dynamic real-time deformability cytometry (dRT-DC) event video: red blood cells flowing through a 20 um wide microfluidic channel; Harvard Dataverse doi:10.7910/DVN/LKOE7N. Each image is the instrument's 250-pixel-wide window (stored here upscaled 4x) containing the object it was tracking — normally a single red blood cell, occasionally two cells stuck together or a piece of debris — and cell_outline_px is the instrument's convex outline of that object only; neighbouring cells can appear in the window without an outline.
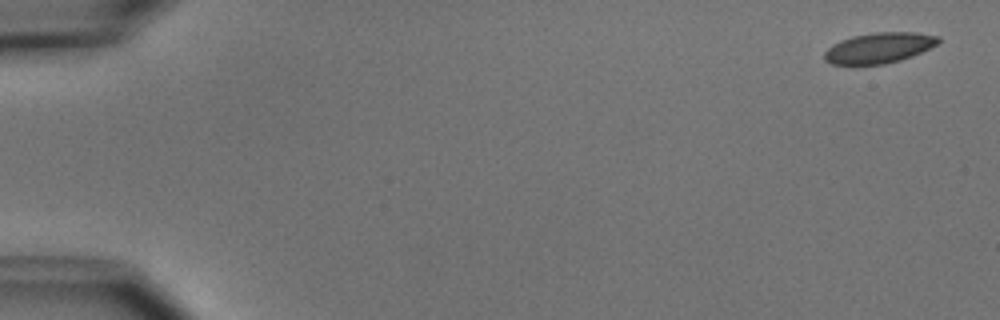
{"species": "common noctule bat (a hibernating species)", "species_latin": "Nyctalus noctula", "temperature_condition": "cold", "stored_images_in_passage": 52, "camera_frame_rate_fps": 3000, "um_per_image_px": 0.085, "animal": {"sex": "male", "body_mass_g": 15.6}, "frame": {"image": 1, "passage_image": 1, "time_ms": 0.0, "image_size_px": [1000, 320], "cell_outline_px": [[940, 40], [936, 44], [912, 56], [900, 60], [884, 64], [832, 64], [824, 60], [824, 52], [832, 44], [840, 40], [852, 36], [876, 32], [916, 32], [940, 36]], "centroid_in_image_um": [74.7, 4.06], "position_along_channel_um": 10.3, "area_um2": 20.17}}
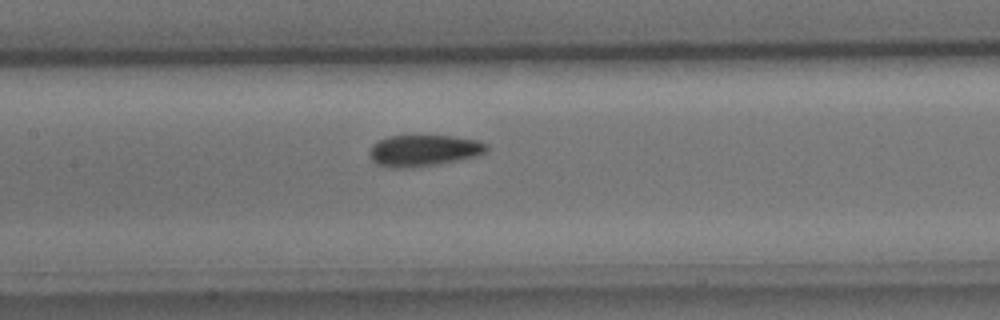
{"frame": {"image": 2, "passage_image": 25, "time_ms": 8.0, "image_size_px": [1000, 320], "cell_outline_px": [[488, 148], [484, 152], [476, 156], [460, 160], [412, 168], [392, 168], [376, 164], [372, 160], [368, 152], [368, 148], [376, 140], [388, 136], [456, 136], [476, 140], [488, 144]], "centroid_in_image_um": [35.96, 12.79], "position_along_channel_um": 171.4, "area_um2": 21.68}}
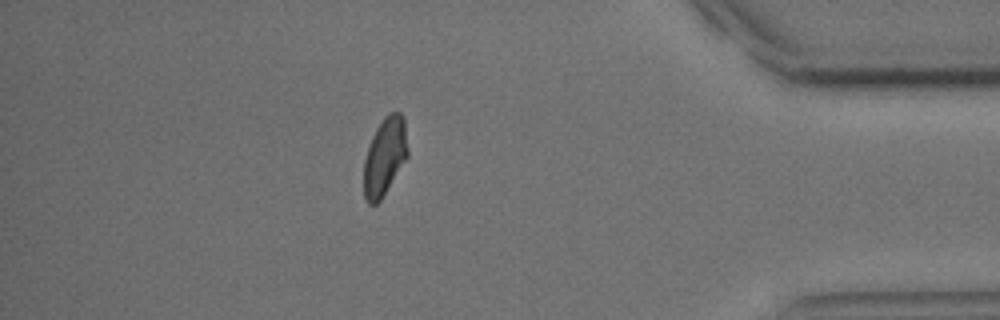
{"frame": {"image": 3, "passage_image": 46, "time_ms": 15.0, "image_size_px": [1000, 320], "cell_outline_px": [[408, 156], [380, 200], [376, 204], [368, 204], [364, 196], [364, 160], [372, 136], [376, 128], [384, 116], [388, 112], [400, 112], [404, 116], [408, 148]], "centroid_in_image_um": [32.71, 13.26], "position_along_channel_um": 402.5, "area_um2": 19.88}, "authors_computed_cell_mechanics": {"area_um2": 21.0392, "velocity_mm_per_s": 3.7989, "shape_relaxation_time_tau1_ms": 4.1461, "shape_relaxation_time_tau2_ms": 4.6122, "deformation_change_tau1": 0.0987, "deformation_change_tau2": 0.069}}